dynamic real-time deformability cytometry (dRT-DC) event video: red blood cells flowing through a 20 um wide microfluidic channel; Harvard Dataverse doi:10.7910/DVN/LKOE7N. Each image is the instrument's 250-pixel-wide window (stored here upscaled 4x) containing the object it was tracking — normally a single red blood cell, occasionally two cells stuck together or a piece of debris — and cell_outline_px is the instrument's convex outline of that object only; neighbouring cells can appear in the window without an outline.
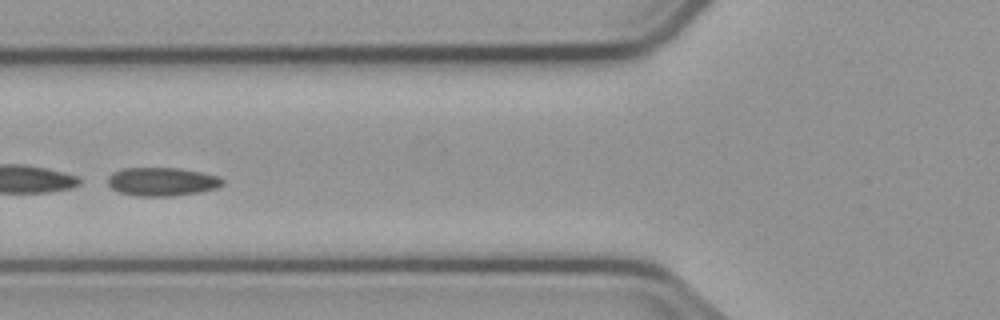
{"species": "common noctule bat (a hibernating species)", "species_latin": "Nyctalus noctula", "temperature_condition": "cold", "stored_images_in_passage": 9, "camera_frame_rate_fps": 3000, "um_per_image_px": 0.085, "animal": {"sex": "male", "body_mass_g": 23.1, "forearm_length_mm": 52.7}, "frame": {"image": 1, "passage_image": 6, "time_ms": 6.0, "image_size_px": [1000, 320], "cell_outline_px": [[224, 184], [216, 188], [200, 192], [172, 196], [136, 196], [120, 192], [112, 188], [108, 184], [108, 176], [112, 172], [124, 168], [180, 168], [220, 176], [224, 180]], "centroid_in_image_um": [13.79, 15.44], "position_along_channel_um": 112.0, "area_um2": 19.13}}
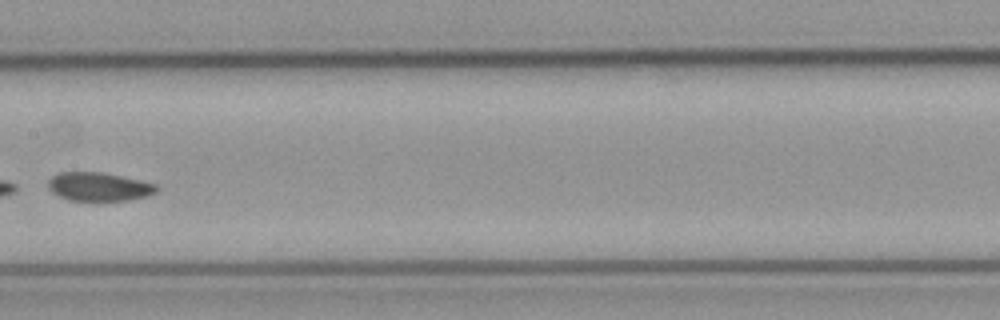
{"frame": {"image": 2, "passage_image": 8, "time_ms": 8.333, "image_size_px": [1000, 320], "cell_outline_px": [[160, 188], [156, 192], [148, 196], [128, 200], [68, 200], [52, 192], [48, 188], [48, 180], [52, 176], [60, 172], [100, 172], [140, 180], [156, 184]], "centroid_in_image_um": [8.41, 15.87], "position_along_channel_um": 199.0, "area_um2": 17.98}}
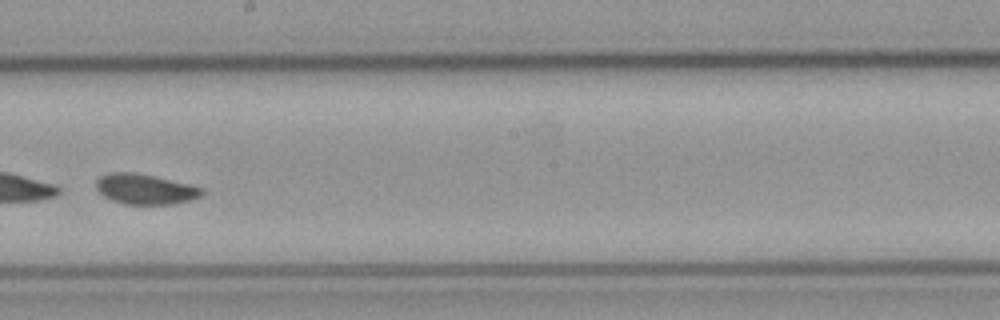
{"frame": {"image": 3, "passage_image": 9, "time_ms": 9.333, "image_size_px": [1000, 320], "cell_outline_px": [[204, 192], [200, 196], [192, 200], [172, 204], [124, 204], [112, 200], [104, 196], [96, 188], [96, 180], [100, 176], [108, 172], [132, 172], [152, 176], [188, 184], [204, 188]], "centroid_in_image_um": [12.32, 16.08], "position_along_channel_um": 235.9, "area_um2": 18.55}}